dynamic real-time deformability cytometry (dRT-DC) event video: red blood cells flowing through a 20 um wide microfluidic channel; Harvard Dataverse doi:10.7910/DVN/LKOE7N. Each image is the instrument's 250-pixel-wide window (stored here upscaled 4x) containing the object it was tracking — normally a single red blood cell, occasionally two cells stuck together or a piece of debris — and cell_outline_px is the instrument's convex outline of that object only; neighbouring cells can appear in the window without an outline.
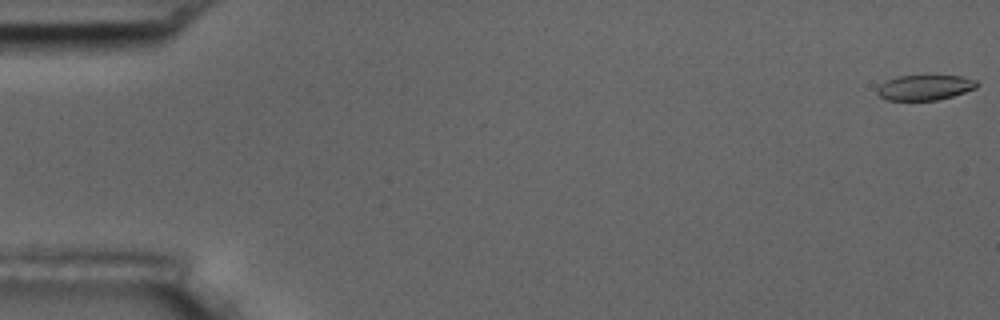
{"species": "common noctule bat (a hibernating species)", "species_latin": "Nyctalus noctula", "temperature_condition": "room temperature", "stored_images_in_passage": 5, "camera_frame_rate_fps": 3000, "um_per_image_px": 0.085, "animal": {"sex": "male", "body_mass_g": 17.5, "forearm_length_mm": 52.3}, "frame": {"image": 1, "passage_image": 1, "time_ms": 0.0, "image_size_px": [1000, 320], "cell_outline_px": [[980, 84], [976, 88], [952, 96], [936, 100], [888, 100], [880, 96], [876, 92], [876, 88], [880, 84], [888, 80], [900, 76], [960, 76], [976, 80]], "centroid_in_image_um": [78.61, 7.44], "position_along_channel_um": 6.4, "area_um2": 14.51}}
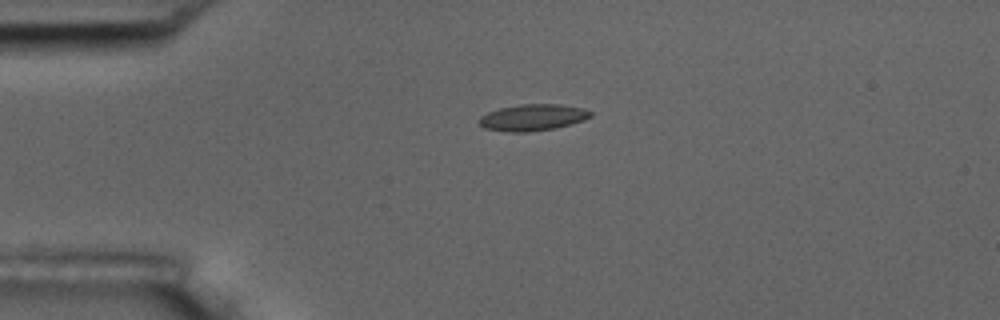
{"frame": {"image": 2, "passage_image": 4, "time_ms": 1.0, "image_size_px": [1000, 320], "cell_outline_px": [[592, 116], [584, 120], [572, 124], [556, 128], [528, 132], [508, 132], [484, 128], [480, 124], [480, 116], [488, 112], [500, 108], [520, 104], [560, 104], [584, 108], [592, 112]], "centroid_in_image_um": [45.31, 9.98], "position_along_channel_um": 39.7, "area_um2": 17.28}}